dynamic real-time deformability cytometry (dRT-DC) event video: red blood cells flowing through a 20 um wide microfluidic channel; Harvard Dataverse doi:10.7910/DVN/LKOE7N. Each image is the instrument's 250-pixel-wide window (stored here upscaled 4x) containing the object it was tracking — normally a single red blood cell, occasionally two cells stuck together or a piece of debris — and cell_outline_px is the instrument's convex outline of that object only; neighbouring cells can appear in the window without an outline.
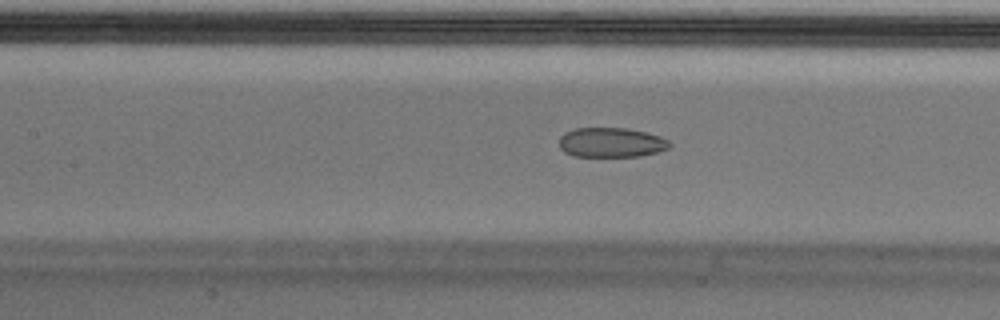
{"species": "Egyptian fruit bat (a non-hibernating species)", "species_latin": "Rousettus aegyptiacus", "temperature_condition": "cold", "stored_images_in_passage": 44, "camera_frame_rate_fps": 3000, "um_per_image_px": 0.085, "animal": {"sex": "male"}, "frame": {"image": 1, "passage_image": 14, "time_ms": 4.333, "image_size_px": [1000, 320], "cell_outline_px": [[672, 144], [668, 148], [656, 152], [640, 156], [572, 156], [564, 152], [560, 148], [560, 136], [564, 132], [576, 128], [624, 128], [644, 132], [660, 136], [668, 140]], "centroid_in_image_um": [51.93, 12.11], "position_along_channel_um": 155.5, "area_um2": 19.02}}
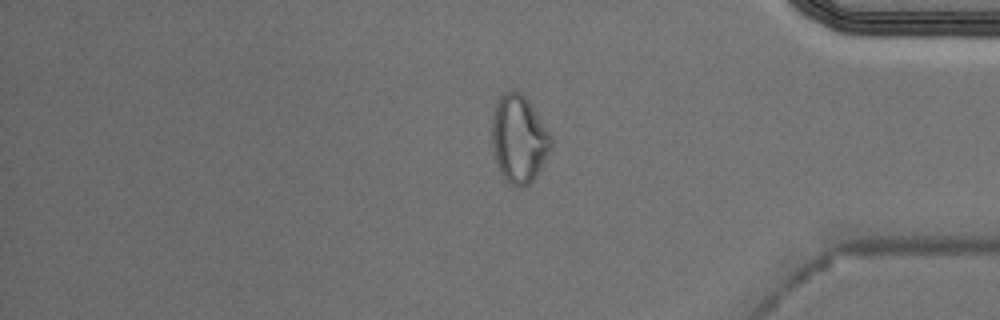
{"frame": {"image": 2, "passage_image": 35, "time_ms": 11.333, "image_size_px": [1000, 320], "cell_outline_px": [[552, 144], [536, 176], [528, 184], [520, 188], [516, 188], [500, 172], [492, 148], [492, 108], [496, 100], [504, 92], [512, 88], [520, 92], [528, 100], [552, 136]], "centroid_in_image_um": [44.08, 11.76], "position_along_channel_um": 391.1, "area_um2": 30.17}}
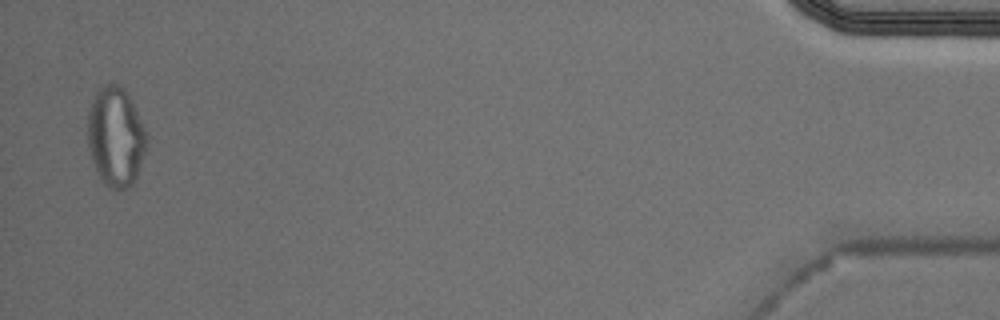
{"frame": {"image": 3, "passage_image": 43, "time_ms": 14.0, "image_size_px": [1000, 320], "cell_outline_px": [[148, 144], [136, 180], [128, 188], [120, 192], [108, 188], [96, 172], [92, 160], [88, 144], [88, 112], [92, 100], [96, 92], [104, 84], [120, 84], [128, 96], [148, 132]], "centroid_in_image_um": [9.86, 11.68], "position_along_channel_um": 425.3, "area_um2": 34.62}, "authors_computed_cell_mechanics": {"area_um2": 21.2126, "velocity_mm_per_s": 3.6788, "shape_relaxation_time_tau1_ms": null, "shape_relaxation_time_tau2_ms": 2.3831, "deformation_change_tau1": null, "deformation_change_tau2": 0.0726}}